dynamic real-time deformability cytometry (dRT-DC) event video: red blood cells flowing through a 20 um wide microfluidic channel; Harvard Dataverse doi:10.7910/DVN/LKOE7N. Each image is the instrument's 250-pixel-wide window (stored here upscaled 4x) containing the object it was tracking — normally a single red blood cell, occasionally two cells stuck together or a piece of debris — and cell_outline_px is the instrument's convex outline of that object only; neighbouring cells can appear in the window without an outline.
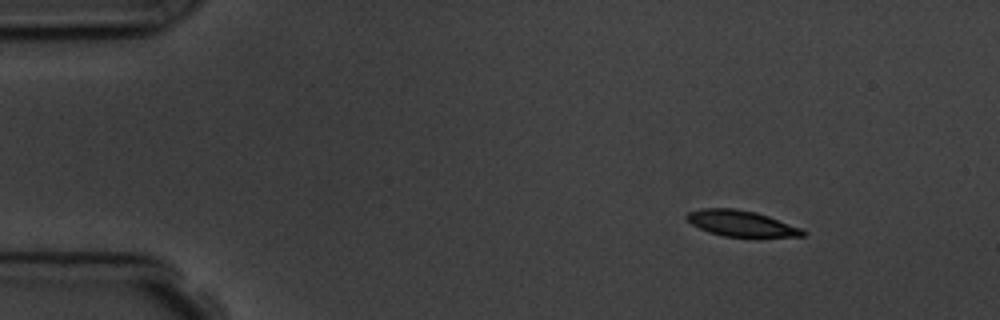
{"species": "common noctule bat (a hibernating species)", "species_latin": "Nyctalus noctula", "temperature_condition": "room temperature", "stored_images_in_passage": 5, "camera_frame_rate_fps": 3000, "um_per_image_px": 0.085, "animal": {"sex": "male", "body_mass_g": 19.5, "forearm_length_mm": 54.6}, "frame": {"image": 1, "passage_image": 1, "time_ms": 0.0, "image_size_px": [1000, 320], "cell_outline_px": [[808, 232], [804, 236], [756, 240], [724, 236], [708, 232], [692, 224], [684, 216], [688, 212], [700, 208], [732, 208], [756, 212], [768, 216], [800, 228]], "centroid_in_image_um": [63.07, 19.05], "position_along_channel_um": 21.9, "area_um2": 18.38}}
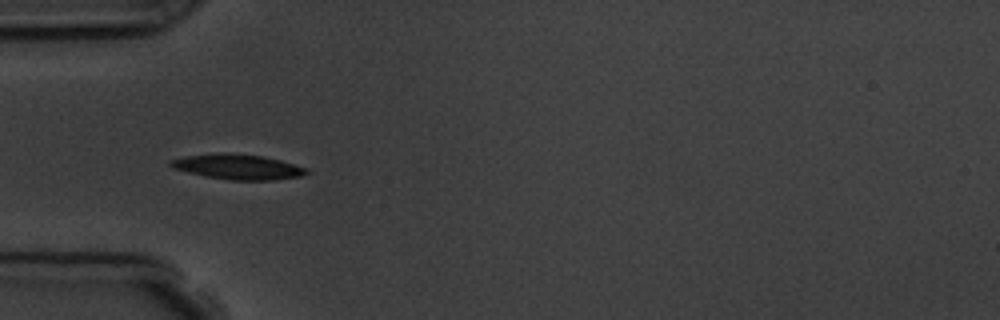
{"frame": {"image": 2, "passage_image": 3, "time_ms": 3.333, "image_size_px": [1000, 320], "cell_outline_px": [[312, 172], [304, 176], [272, 180], [232, 180], [208, 176], [188, 172], [172, 168], [168, 164], [168, 160], [188, 156], [224, 152], [264, 156], [280, 160], [308, 168]], "centroid_in_image_um": [20.28, 14.18], "position_along_channel_um": 64.7, "area_um2": 19.94}}